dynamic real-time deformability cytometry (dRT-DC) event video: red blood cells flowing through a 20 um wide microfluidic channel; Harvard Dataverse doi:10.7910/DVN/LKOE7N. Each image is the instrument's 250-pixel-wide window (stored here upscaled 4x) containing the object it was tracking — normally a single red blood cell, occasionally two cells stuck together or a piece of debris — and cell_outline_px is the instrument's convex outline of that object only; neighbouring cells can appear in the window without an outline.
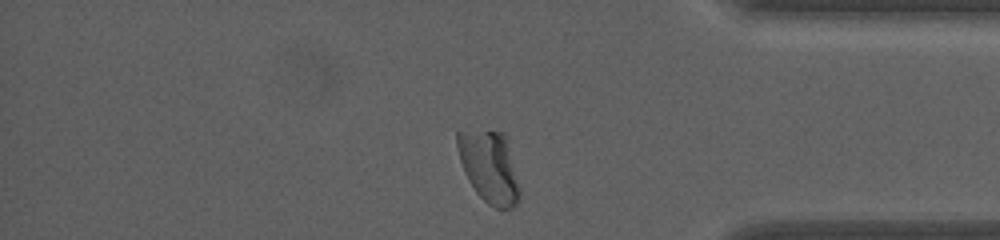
{"species": "human", "species_latin": "Homo sapiens", "temperature_condition": "warm", "stored_images_in_passage": 40, "segment_of_instrument_passage": [2, 2], "camera_frame_rate_fps": 3000, "um_per_image_px": 0.085, "donor": {"sex": "female"}, "frame": {"image": 1, "passage_image": 40, "time_ms": 13.0, "image_size_px": [1000, 240], "cell_outline_px": [[520, 196], [516, 204], [512, 208], [496, 208], [488, 204], [476, 192], [468, 180], [464, 172], [460, 160], [456, 144], [456, 132], [504, 132], [520, 188]], "centroid_in_image_um": [41.59, 14.22], "position_along_channel_um": 393.6, "area_um2": 25.61}}